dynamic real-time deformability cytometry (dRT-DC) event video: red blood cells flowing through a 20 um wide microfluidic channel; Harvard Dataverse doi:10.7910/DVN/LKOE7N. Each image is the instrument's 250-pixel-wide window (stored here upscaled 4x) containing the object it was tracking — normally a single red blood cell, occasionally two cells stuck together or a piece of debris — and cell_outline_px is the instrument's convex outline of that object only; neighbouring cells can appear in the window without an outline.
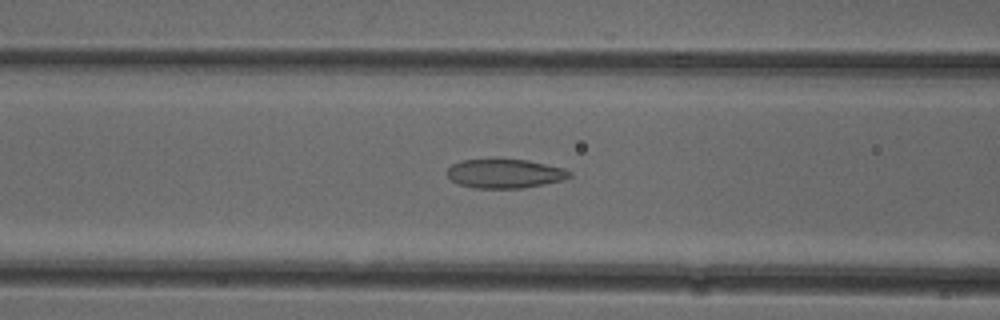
{"species": "common noctule bat (a hibernating species)", "species_latin": "Nyctalus noctula", "temperature_condition": "cold", "stored_images_in_passage": 40, "camera_frame_rate_fps": 3000, "um_per_image_px": 0.085, "animal": {"sex": "female"}, "frame": {"image": 1, "passage_image": 12, "time_ms": 3.667, "image_size_px": [1000, 320], "cell_outline_px": [[572, 176], [564, 180], [524, 188], [476, 188], [460, 184], [452, 180], [448, 176], [448, 168], [452, 164], [460, 160], [492, 156], [496, 156], [528, 160], [564, 168], [572, 172]], "centroid_in_image_um": [42.91, 14.7], "position_along_channel_um": 123.7, "area_um2": 21.62}}
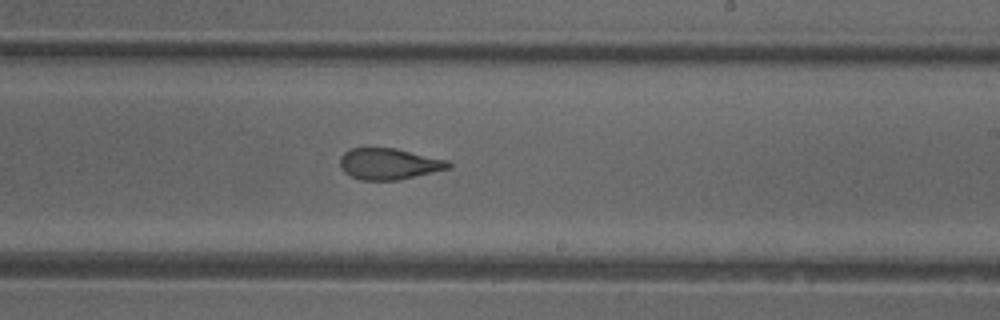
{"frame": {"image": 2, "passage_image": 22, "time_ms": 7.0, "image_size_px": [1000, 320], "cell_outline_px": [[452, 168], [396, 180], [360, 180], [344, 172], [340, 168], [340, 156], [344, 152], [352, 148], [396, 148], [448, 160], [452, 164]], "centroid_in_image_um": [33.07, 13.92], "position_along_channel_um": 255.9, "area_um2": 19.77}}
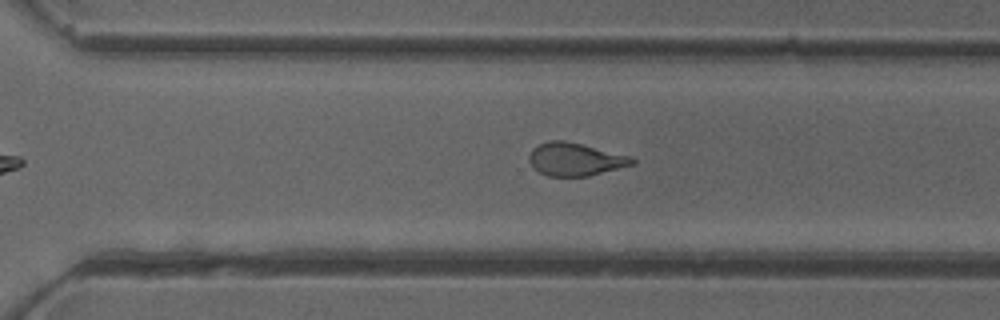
{"frame": {"image": 3, "passage_image": 27, "time_ms": 8.667, "image_size_px": [1000, 320], "cell_outline_px": [[636, 164], [588, 176], [548, 176], [540, 172], [528, 160], [528, 156], [532, 148], [548, 140], [564, 140], [632, 156], [636, 160]], "centroid_in_image_um": [48.92, 13.53], "position_along_channel_um": 321.7, "area_um2": 19.77}, "authors_computed_cell_mechanics": {"area_um2": 20.3167, "velocity_mm_per_s": 3.9573, "shape_relaxation_time_tau1_ms": null, "shape_relaxation_time_tau2_ms": 1.7622, "deformation_change_tau1": null, "deformation_change_tau2": 0.0918}}